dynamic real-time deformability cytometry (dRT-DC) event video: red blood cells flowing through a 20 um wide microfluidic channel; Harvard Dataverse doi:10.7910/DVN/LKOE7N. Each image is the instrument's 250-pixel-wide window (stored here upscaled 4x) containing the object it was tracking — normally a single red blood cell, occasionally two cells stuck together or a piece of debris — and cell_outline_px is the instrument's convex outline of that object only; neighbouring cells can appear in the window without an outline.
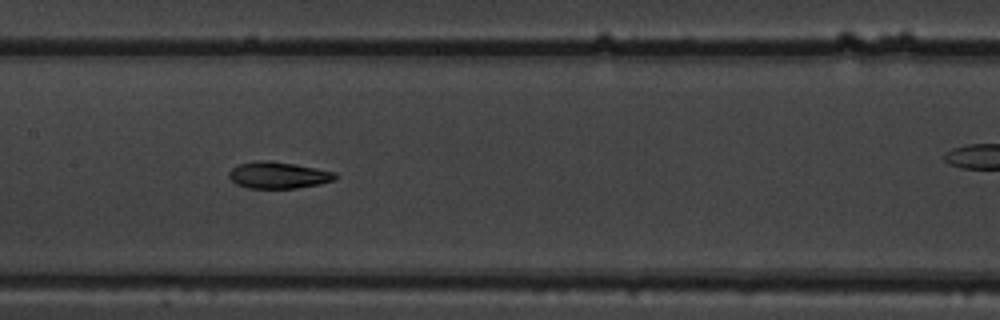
{"species": "common noctule bat (a hibernating species)", "species_latin": "Nyctalus noctula", "temperature_condition": "warm", "stored_images_in_passage": 9, "camera_frame_rate_fps": 3000, "um_per_image_px": 0.085, "animal": {"sex": "male", "body_mass_g": 19.5, "forearm_length_mm": 54.6}, "frame": {"image": 1, "passage_image": 7, "time_ms": 2.0, "image_size_px": [1000, 320], "cell_outline_px": [[340, 176], [336, 180], [320, 184], [296, 188], [248, 188], [236, 184], [228, 176], [228, 172], [232, 168], [240, 164], [256, 160], [268, 160], [296, 164], [336, 172]], "centroid_in_image_um": [23.69, 14.88], "position_along_channel_um": 183.7, "area_um2": 16.7}}
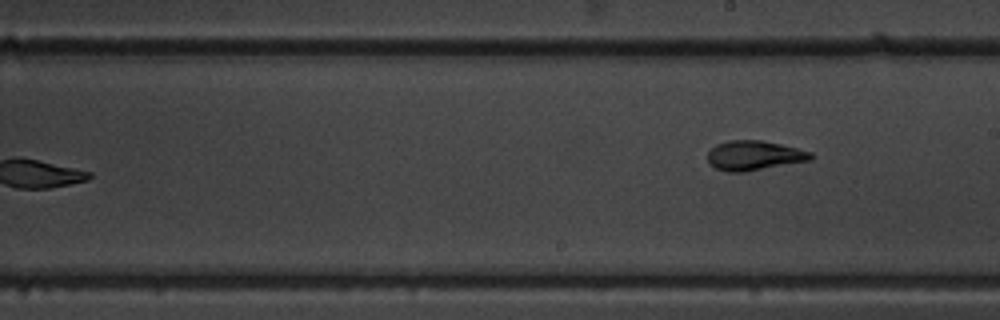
{"frame": {"image": 2, "passage_image": 9, "time_ms": 2.667, "image_size_px": [1000, 320], "cell_outline_px": [[812, 160], [744, 172], [728, 172], [716, 168], [708, 164], [708, 152], [716, 144], [728, 140], [760, 140], [780, 144], [812, 152]], "centroid_in_image_um": [64.08, 13.22], "position_along_channel_um": 224.9, "area_um2": 17.8}}